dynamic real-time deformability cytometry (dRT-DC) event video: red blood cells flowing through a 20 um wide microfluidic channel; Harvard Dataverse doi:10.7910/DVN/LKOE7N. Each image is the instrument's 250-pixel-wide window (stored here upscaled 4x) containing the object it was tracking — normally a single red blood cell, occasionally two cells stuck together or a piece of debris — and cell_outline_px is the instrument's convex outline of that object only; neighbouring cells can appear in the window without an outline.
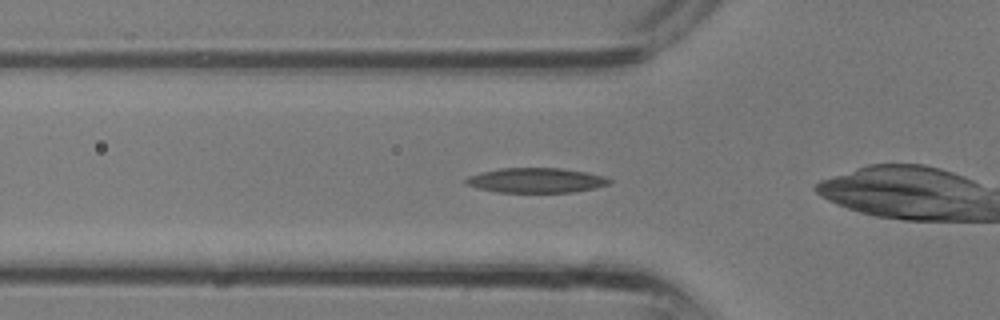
{"species": "common noctule bat (a hibernating species)", "species_latin": "Nyctalus noctula", "temperature_condition": "room temperature", "stored_images_in_passage": 18, "camera_frame_rate_fps": 3000, "um_per_image_px": 0.085, "animal": {"sex": "male", "body_mass_g": 13.3}, "frame": {"image": 1, "passage_image": 2, "time_ms": 0.333, "image_size_px": [1000, 320], "cell_outline_px": [[612, 180], [608, 184], [596, 188], [572, 192], [496, 192], [476, 188], [464, 184], [464, 180], [468, 176], [480, 172], [500, 168], [560, 168], [588, 172], [604, 176]], "centroid_in_image_um": [45.53, 15.33], "position_along_channel_um": 80.3, "area_um2": 20.92}}
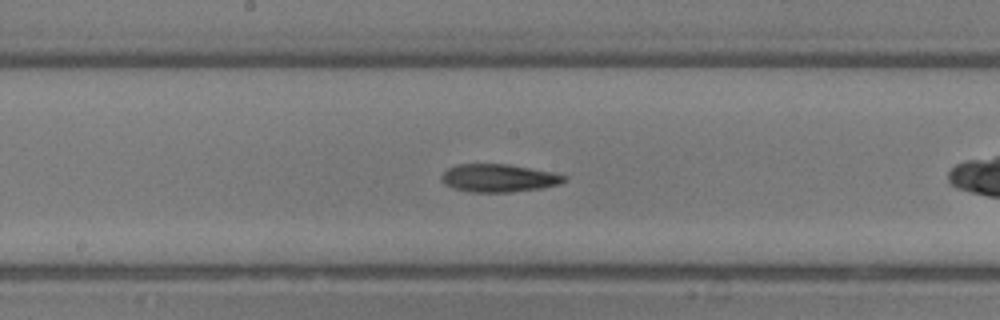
{"frame": {"image": 2, "passage_image": 8, "time_ms": 2.333, "image_size_px": [1000, 320], "cell_outline_px": [[568, 180], [560, 184], [540, 188], [512, 192], [468, 192], [452, 188], [444, 184], [440, 180], [440, 176], [448, 168], [456, 164], [508, 164], [552, 172], [568, 176]], "centroid_in_image_um": [42.37, 15.14], "position_along_channel_um": 205.8, "area_um2": 20.17}}
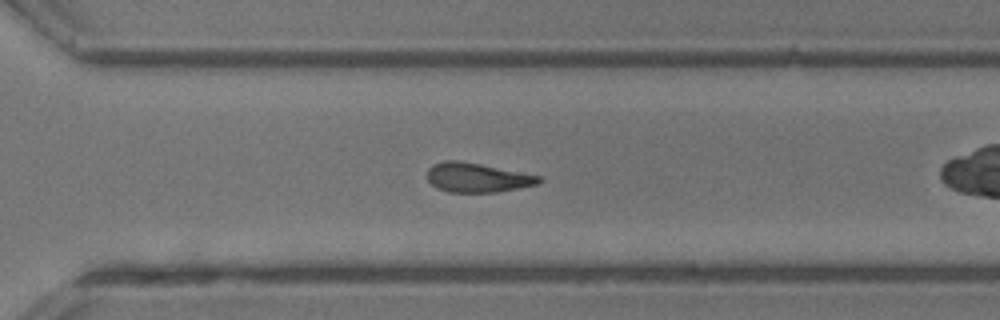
{"frame": {"image": 3, "passage_image": 14, "time_ms": 4.333, "image_size_px": [1000, 320], "cell_outline_px": [[544, 180], [536, 184], [496, 192], [448, 192], [436, 188], [428, 180], [428, 168], [432, 164], [444, 160], [456, 160], [480, 164], [540, 176]], "centroid_in_image_um": [40.52, 15.09], "position_along_channel_um": 330.1, "area_um2": 18.9}}